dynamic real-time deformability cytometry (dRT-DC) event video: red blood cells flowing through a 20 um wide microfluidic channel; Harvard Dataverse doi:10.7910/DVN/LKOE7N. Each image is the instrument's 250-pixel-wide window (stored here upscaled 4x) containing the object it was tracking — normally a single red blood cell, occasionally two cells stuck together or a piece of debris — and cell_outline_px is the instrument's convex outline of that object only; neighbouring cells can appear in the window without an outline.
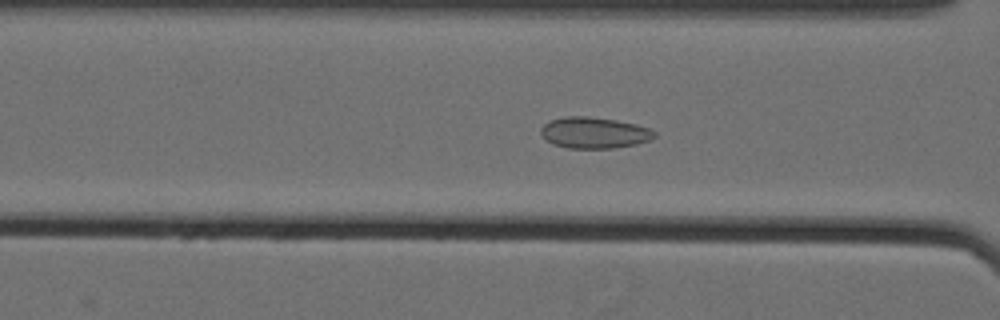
{"species": "Egyptian fruit bat (a non-hibernating species)", "species_latin": "Rousettus aegyptiacus", "temperature_condition": "cold", "stored_images_in_passage": 61, "camera_frame_rate_fps": 3000, "um_per_image_px": 0.085, "animal": {"sex": "female"}, "frame": {"image": 1, "passage_image": 28, "time_ms": 9.0, "image_size_px": [1000, 320], "cell_outline_px": [[656, 136], [648, 140], [636, 144], [612, 148], [568, 148], [552, 144], [540, 132], [540, 128], [544, 124], [552, 120], [564, 116], [588, 116], [616, 120], [636, 124], [648, 128], [656, 132]], "centroid_in_image_um": [50.5, 11.28], "position_along_channel_um": 116.1, "area_um2": 20.52}}
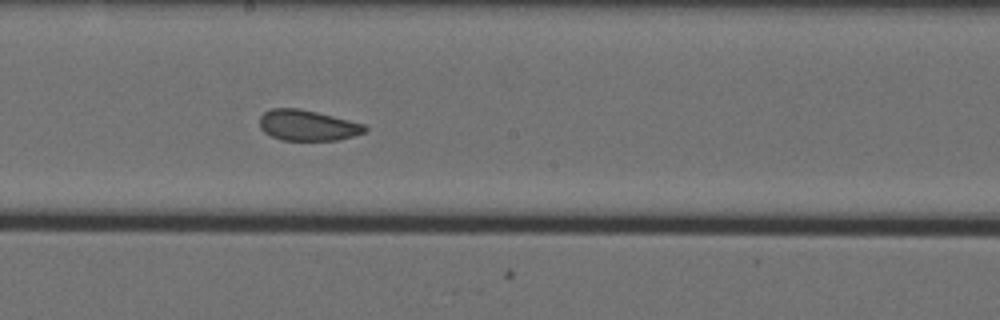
{"frame": {"image": 2, "passage_image": 37, "time_ms": 12.0, "image_size_px": [1000, 320], "cell_outline_px": [[368, 128], [364, 132], [352, 136], [336, 140], [280, 140], [264, 132], [260, 128], [260, 116], [264, 112], [272, 108], [296, 108], [316, 112], [364, 124]], "centroid_in_image_um": [26.1, 10.66], "position_along_channel_um": 222.1, "area_um2": 18.61}}
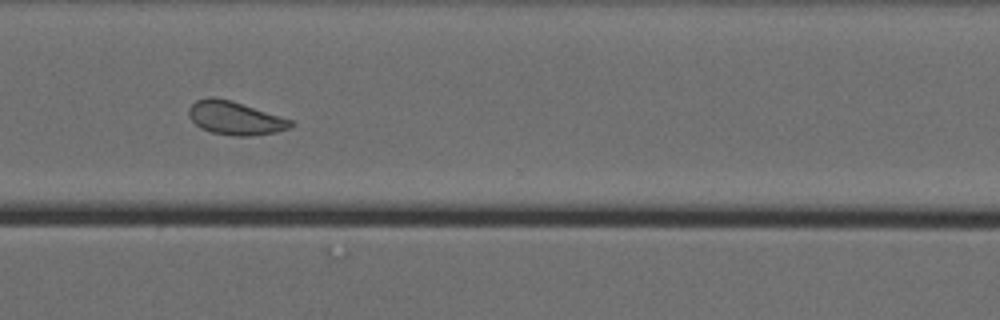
{"frame": {"image": 3, "passage_image": 48, "time_ms": 15.667, "image_size_px": [1000, 320], "cell_outline_px": [[292, 124], [288, 128], [276, 132], [252, 136], [236, 136], [212, 132], [200, 128], [188, 116], [188, 108], [196, 100], [232, 100], [292, 120]], "centroid_in_image_um": [19.99, 10.07], "position_along_channel_um": 350.6, "area_um2": 19.25}, "authors_computed_cell_mechanics": {"area_um2": 20.519, "velocity_mm_per_s": 3.5255, "shape_relaxation_time_tau1_ms": 4.7379, "shape_relaxation_time_tau2_ms": 1.6865, "deformation_change_tau1": 0.0762, "deformation_change_tau2": 0.0546}}